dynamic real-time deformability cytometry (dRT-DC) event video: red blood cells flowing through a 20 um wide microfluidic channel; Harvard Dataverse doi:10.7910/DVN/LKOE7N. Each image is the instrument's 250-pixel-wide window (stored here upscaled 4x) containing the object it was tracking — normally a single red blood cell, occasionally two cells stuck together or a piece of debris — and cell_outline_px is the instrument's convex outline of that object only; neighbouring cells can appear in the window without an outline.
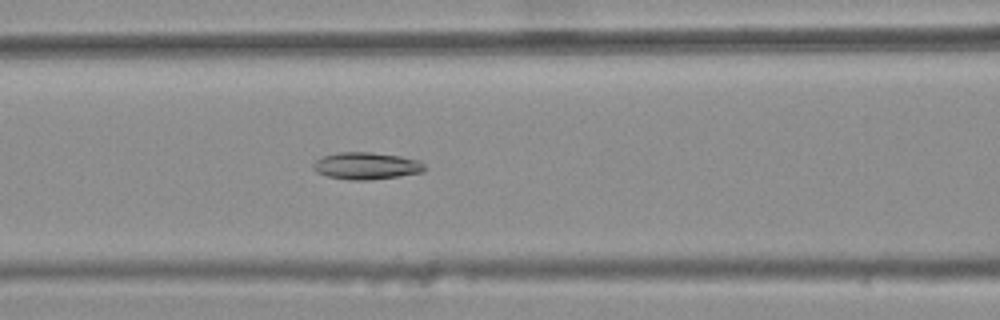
{"species": "common noctule bat (a hibernating species)", "species_latin": "Nyctalus noctula", "temperature_condition": "warm", "stored_images_in_passage": 44, "camera_frame_rate_fps": 3000, "um_per_image_px": 0.085, "animal": {"sex": "female", "body_mass_g": 25.1}, "frame": {"image": 1, "passage_image": 22, "time_ms": 7.0, "image_size_px": [1000, 320], "cell_outline_px": [[424, 172], [368, 180], [352, 180], [328, 176], [316, 172], [312, 168], [312, 164], [320, 156], [336, 152], [372, 152], [400, 156], [420, 160], [424, 164]], "centroid_in_image_um": [31.1, 14.08], "position_along_channel_um": 135.5, "area_um2": 17.63}}
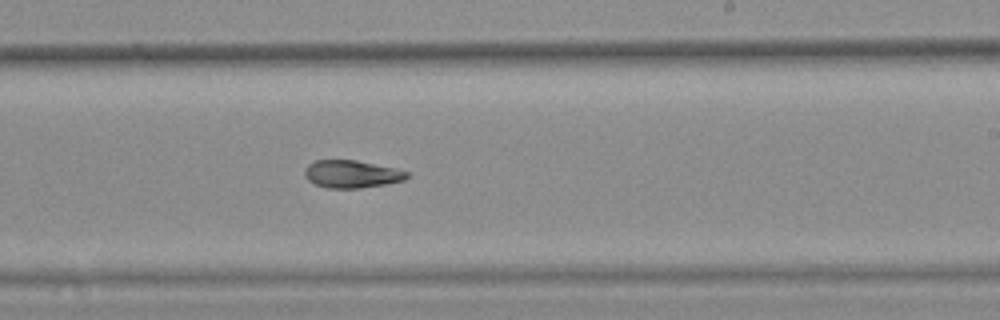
{"frame": {"image": 2, "passage_image": 32, "time_ms": 10.333, "image_size_px": [1000, 320], "cell_outline_px": [[408, 176], [404, 180], [388, 184], [360, 188], [328, 188], [316, 184], [308, 180], [304, 176], [304, 168], [308, 164], [316, 160], [356, 160], [396, 168], [408, 172]], "centroid_in_image_um": [29.88, 14.79], "position_along_channel_um": 259.1, "area_um2": 16.53}}
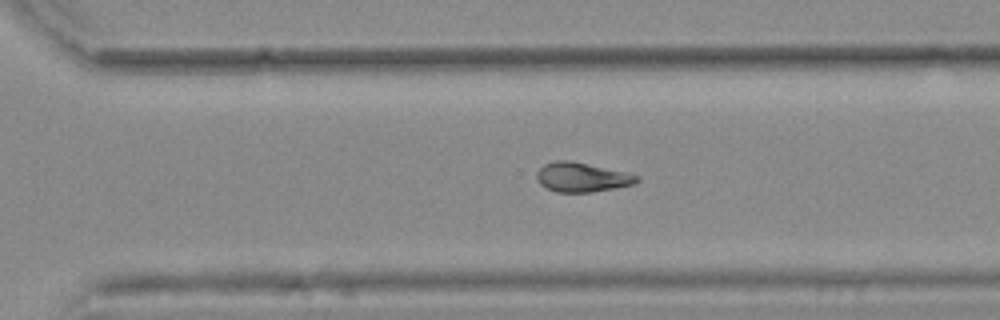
{"frame": {"image": 3, "passage_image": 37, "time_ms": 12.0, "image_size_px": [1000, 320], "cell_outline_px": [[640, 180], [636, 184], [616, 188], [592, 192], [556, 192], [540, 184], [536, 180], [536, 172], [544, 164], [556, 160], [572, 160], [632, 172], [640, 176]], "centroid_in_image_um": [49.53, 15.04], "position_along_channel_um": 321.1, "area_um2": 17.74}, "authors_computed_cell_mechanics": {"area_um2": 17.7157, "velocity_mm_per_s": 3.7196, "shape_relaxation_time_tau1_ms": null, "shape_relaxation_time_tau2_ms": 4.4642, "deformation_change_tau1": null, "deformation_change_tau2": 0.0983}}